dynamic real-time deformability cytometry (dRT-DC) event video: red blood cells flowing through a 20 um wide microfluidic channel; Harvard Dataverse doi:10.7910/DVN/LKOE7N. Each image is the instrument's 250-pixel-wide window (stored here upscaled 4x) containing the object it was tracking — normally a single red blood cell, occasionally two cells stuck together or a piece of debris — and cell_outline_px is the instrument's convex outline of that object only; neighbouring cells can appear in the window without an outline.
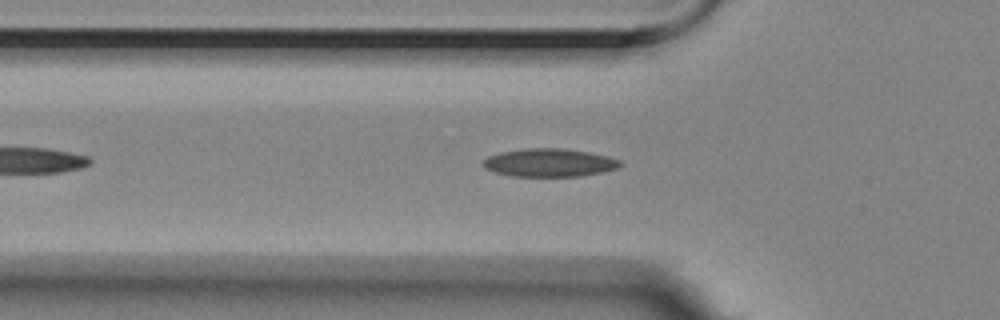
{"species": "Egyptian fruit bat (a non-hibernating species)", "species_latin": "Rousettus aegyptiacus", "temperature_condition": "room temperature", "stored_images_in_passage": 42, "segment_of_instrument_passage": [1, 2], "camera_frame_rate_fps": 3000, "um_per_image_px": 0.085, "animal": {"sex": "female"}, "frame": {"image": 1, "passage_image": 3, "time_ms": 0.667, "image_size_px": [1000, 320], "cell_outline_px": [[624, 164], [616, 168], [604, 172], [580, 176], [512, 176], [496, 172], [484, 168], [484, 160], [488, 156], [500, 152], [528, 148], [564, 148], [588, 152], [608, 156], [620, 160]], "centroid_in_image_um": [46.73, 13.82], "position_along_channel_um": 79.1, "area_um2": 22.43}}
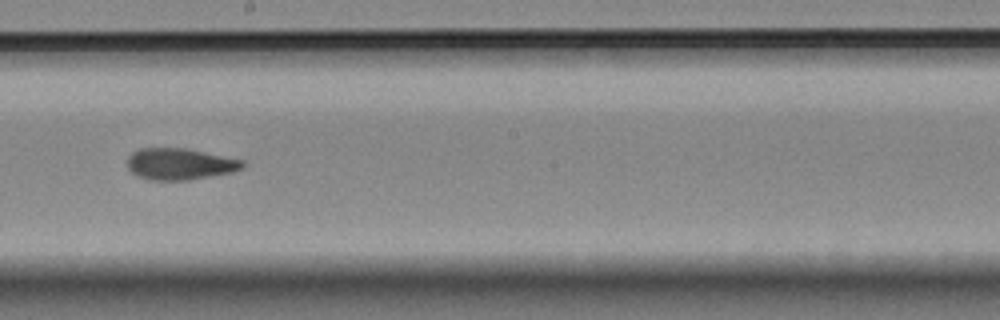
{"frame": {"image": 2, "passage_image": 16, "time_ms": 5.0, "image_size_px": [1000, 320], "cell_outline_px": [[244, 168], [232, 172], [188, 180], [148, 180], [132, 172], [128, 168], [128, 156], [132, 152], [140, 148], [184, 148], [244, 160]], "centroid_in_image_um": [15.29, 13.94], "position_along_channel_um": 232.9, "area_um2": 21.04}}
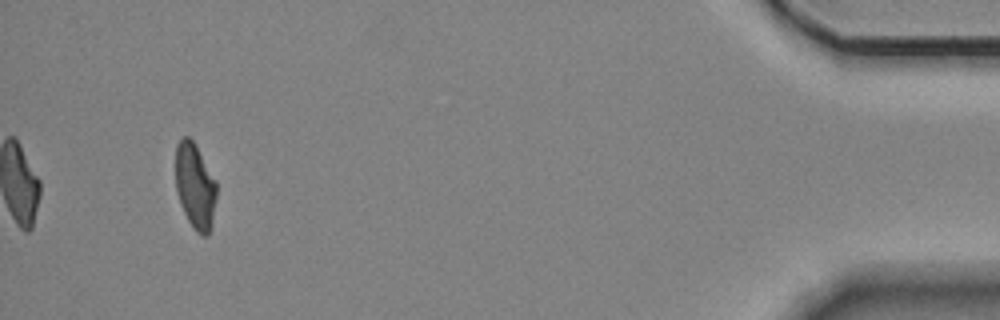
{"frame": {"image": 3, "passage_image": 38, "time_ms": 12.333, "image_size_px": [1000, 320], "cell_outline_px": [[216, 196], [212, 224], [208, 236], [204, 236], [196, 232], [192, 228], [180, 204], [176, 192], [176, 144], [184, 136], [188, 136], [192, 140], [216, 180]], "centroid_in_image_um": [16.58, 15.85], "position_along_channel_um": 418.6, "area_um2": 20.4}}